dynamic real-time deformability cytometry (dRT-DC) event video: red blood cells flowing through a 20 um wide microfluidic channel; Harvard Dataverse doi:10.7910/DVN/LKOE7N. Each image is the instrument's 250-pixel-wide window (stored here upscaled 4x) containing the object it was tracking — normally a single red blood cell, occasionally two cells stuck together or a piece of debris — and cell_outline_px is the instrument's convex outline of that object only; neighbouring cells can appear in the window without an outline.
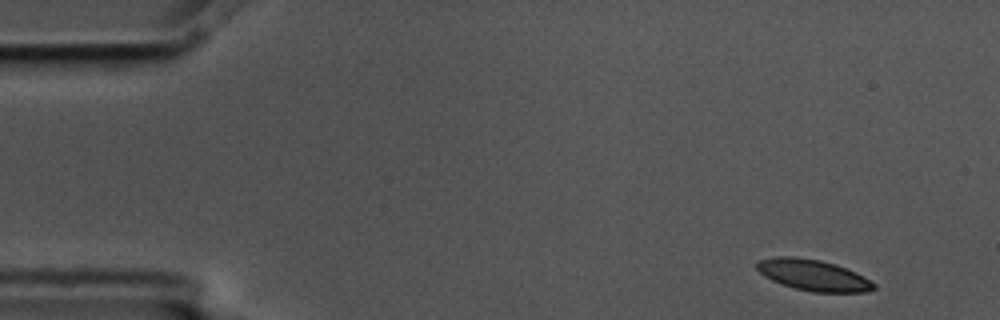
{"species": "common noctule bat (a hibernating species)", "species_latin": "Nyctalus noctula", "temperature_condition": "cold", "stored_images_in_passage": 4, "camera_frame_rate_fps": 3000, "um_per_image_px": 0.085, "animal": {"sex": "male", "body_mass_g": 17.5, "forearm_length_mm": 52.3}, "frame": {"image": 1, "passage_image": 1, "time_ms": 0.0, "image_size_px": [1000, 320], "cell_outline_px": [[876, 288], [868, 292], [812, 292], [796, 288], [772, 280], [764, 276], [756, 268], [756, 260], [776, 256], [792, 256], [820, 260], [836, 264], [856, 272], [864, 276], [876, 284]], "centroid_in_image_um": [69.13, 23.37], "position_along_channel_um": 15.9, "area_um2": 21.27}}